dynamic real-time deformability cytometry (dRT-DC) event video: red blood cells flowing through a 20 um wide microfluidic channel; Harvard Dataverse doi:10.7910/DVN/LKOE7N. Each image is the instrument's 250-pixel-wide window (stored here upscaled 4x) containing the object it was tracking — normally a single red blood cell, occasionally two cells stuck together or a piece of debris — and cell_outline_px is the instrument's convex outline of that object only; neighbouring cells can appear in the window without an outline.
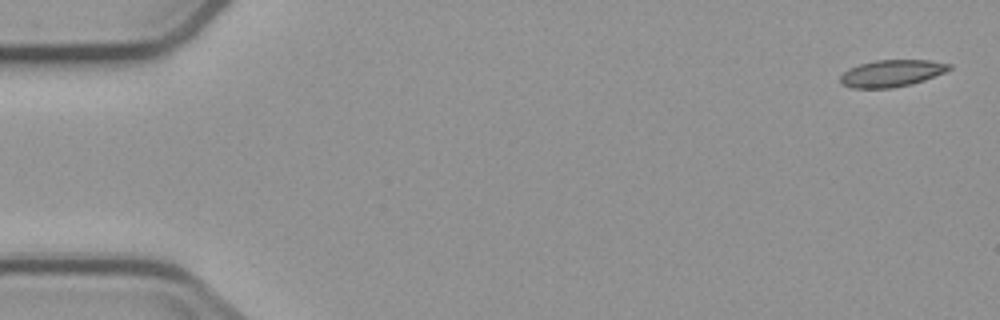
{"species": "common noctule bat (a hibernating species)", "species_latin": "Nyctalus noctula", "temperature_condition": "cold", "stored_images_in_passage": 4, "camera_frame_rate_fps": 3000, "um_per_image_px": 0.085, "animal": {"sex": "male", "body_mass_g": 23.1, "forearm_length_mm": 52.7}, "frame": {"image": 1, "passage_image": 1, "time_ms": 0.0, "image_size_px": [1000, 320], "cell_outline_px": [[952, 68], [944, 72], [924, 80], [912, 84], [892, 88], [852, 88], [840, 84], [840, 76], [848, 68], [860, 64], [876, 60], [928, 60], [952, 64]], "centroid_in_image_um": [75.77, 6.23], "position_along_channel_um": 9.2, "area_um2": 17.11}}